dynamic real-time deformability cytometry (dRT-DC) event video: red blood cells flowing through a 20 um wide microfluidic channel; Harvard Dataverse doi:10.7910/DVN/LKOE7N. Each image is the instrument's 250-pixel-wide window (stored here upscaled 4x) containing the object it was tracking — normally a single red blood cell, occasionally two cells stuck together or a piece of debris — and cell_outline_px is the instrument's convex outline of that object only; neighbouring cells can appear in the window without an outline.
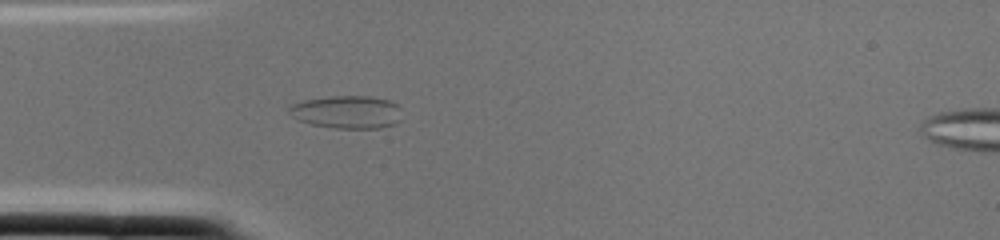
{"species": "common noctule bat (a hibernating species)", "species_latin": "Nyctalus noctula", "temperature_condition": "cold", "stored_images_in_passage": 3, "camera_frame_rate_fps": 3000, "um_per_image_px": 0.085, "animal": {"sex": "female", "body_mass_g": 22.0, "forearm_length_mm": 56.7}, "frame": {"image": 1, "passage_image": 2, "time_ms": 0.333, "image_size_px": [1000, 240], "cell_outline_px": [[400, 120], [396, 124], [380, 128], [336, 128], [312, 124], [300, 120], [292, 116], [288, 112], [288, 108], [292, 104], [304, 100], [332, 96], [368, 96], [388, 100], [396, 104], [400, 108]], "centroid_in_image_um": [29.51, 9.52], "position_along_channel_um": 55.5, "area_um2": 21.5}}